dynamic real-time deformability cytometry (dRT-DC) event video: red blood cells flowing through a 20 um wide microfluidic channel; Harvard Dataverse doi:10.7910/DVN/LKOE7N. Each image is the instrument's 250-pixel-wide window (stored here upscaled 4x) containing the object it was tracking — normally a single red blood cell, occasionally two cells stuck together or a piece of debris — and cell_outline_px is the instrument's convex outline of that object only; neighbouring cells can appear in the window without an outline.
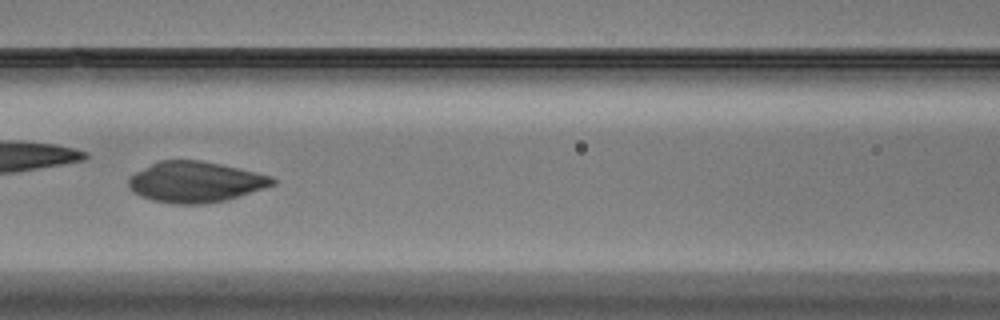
{"species": "Egyptian fruit bat (a non-hibernating species)", "species_latin": "Rousettus aegyptiacus", "temperature_condition": "warm", "stored_images_in_passage": 33, "camera_frame_rate_fps": 3000, "um_per_image_px": 0.085, "animal": {"sex": "male"}, "frame": {"image": 1, "passage_image": 19, "time_ms": 6.0, "image_size_px": [1000, 320], "cell_outline_px": [[276, 184], [228, 200], [208, 204], [172, 204], [152, 200], [140, 196], [132, 192], [128, 188], [128, 176], [160, 160], [200, 160], [220, 164], [256, 172], [272, 176], [276, 180]], "centroid_in_image_um": [16.6, 15.48], "position_along_channel_um": 150.0, "area_um2": 34.45}}